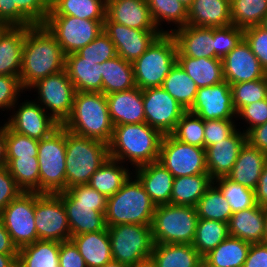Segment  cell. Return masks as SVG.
Instances as JSON below:
<instances>
[{
  "mask_svg": "<svg viewBox=\"0 0 267 267\" xmlns=\"http://www.w3.org/2000/svg\"><path fill=\"white\" fill-rule=\"evenodd\" d=\"M65 69V54L54 36L42 25L27 26L20 70L22 87Z\"/></svg>",
  "mask_w": 267,
  "mask_h": 267,
  "instance_id": "cell-1",
  "label": "cell"
},
{
  "mask_svg": "<svg viewBox=\"0 0 267 267\" xmlns=\"http://www.w3.org/2000/svg\"><path fill=\"white\" fill-rule=\"evenodd\" d=\"M162 138L163 135L146 122L116 125L108 144L109 156L122 163L130 160L136 168L156 162Z\"/></svg>",
  "mask_w": 267,
  "mask_h": 267,
  "instance_id": "cell-2",
  "label": "cell"
},
{
  "mask_svg": "<svg viewBox=\"0 0 267 267\" xmlns=\"http://www.w3.org/2000/svg\"><path fill=\"white\" fill-rule=\"evenodd\" d=\"M64 204L71 236L107 230V197L89 184L76 185L57 193Z\"/></svg>",
  "mask_w": 267,
  "mask_h": 267,
  "instance_id": "cell-3",
  "label": "cell"
},
{
  "mask_svg": "<svg viewBox=\"0 0 267 267\" xmlns=\"http://www.w3.org/2000/svg\"><path fill=\"white\" fill-rule=\"evenodd\" d=\"M62 126L77 135L109 144L114 126L106 95L102 92H76L72 112Z\"/></svg>",
  "mask_w": 267,
  "mask_h": 267,
  "instance_id": "cell-4",
  "label": "cell"
},
{
  "mask_svg": "<svg viewBox=\"0 0 267 267\" xmlns=\"http://www.w3.org/2000/svg\"><path fill=\"white\" fill-rule=\"evenodd\" d=\"M132 176L111 197L107 198L105 219L107 226L119 224L151 225L156 205L137 177Z\"/></svg>",
  "mask_w": 267,
  "mask_h": 267,
  "instance_id": "cell-5",
  "label": "cell"
},
{
  "mask_svg": "<svg viewBox=\"0 0 267 267\" xmlns=\"http://www.w3.org/2000/svg\"><path fill=\"white\" fill-rule=\"evenodd\" d=\"M108 144L66 129V190L90 182L92 174L109 158Z\"/></svg>",
  "mask_w": 267,
  "mask_h": 267,
  "instance_id": "cell-6",
  "label": "cell"
},
{
  "mask_svg": "<svg viewBox=\"0 0 267 267\" xmlns=\"http://www.w3.org/2000/svg\"><path fill=\"white\" fill-rule=\"evenodd\" d=\"M177 63V46L170 33H162L133 63L136 87L141 90L162 87L164 79Z\"/></svg>",
  "mask_w": 267,
  "mask_h": 267,
  "instance_id": "cell-7",
  "label": "cell"
},
{
  "mask_svg": "<svg viewBox=\"0 0 267 267\" xmlns=\"http://www.w3.org/2000/svg\"><path fill=\"white\" fill-rule=\"evenodd\" d=\"M198 219L195 207L174 204L156 206L151 224L154 243L192 244Z\"/></svg>",
  "mask_w": 267,
  "mask_h": 267,
  "instance_id": "cell-8",
  "label": "cell"
},
{
  "mask_svg": "<svg viewBox=\"0 0 267 267\" xmlns=\"http://www.w3.org/2000/svg\"><path fill=\"white\" fill-rule=\"evenodd\" d=\"M39 193L57 194L66 190V129L60 125L39 140Z\"/></svg>",
  "mask_w": 267,
  "mask_h": 267,
  "instance_id": "cell-9",
  "label": "cell"
},
{
  "mask_svg": "<svg viewBox=\"0 0 267 267\" xmlns=\"http://www.w3.org/2000/svg\"><path fill=\"white\" fill-rule=\"evenodd\" d=\"M112 260L134 266L150 260L154 247L151 225L119 224L107 226Z\"/></svg>",
  "mask_w": 267,
  "mask_h": 267,
  "instance_id": "cell-10",
  "label": "cell"
},
{
  "mask_svg": "<svg viewBox=\"0 0 267 267\" xmlns=\"http://www.w3.org/2000/svg\"><path fill=\"white\" fill-rule=\"evenodd\" d=\"M43 25L54 36L65 56L78 52L104 31V21L73 16H47Z\"/></svg>",
  "mask_w": 267,
  "mask_h": 267,
  "instance_id": "cell-11",
  "label": "cell"
},
{
  "mask_svg": "<svg viewBox=\"0 0 267 267\" xmlns=\"http://www.w3.org/2000/svg\"><path fill=\"white\" fill-rule=\"evenodd\" d=\"M158 162L167 168L174 178L208 174L205 148L181 142L171 134L162 138Z\"/></svg>",
  "mask_w": 267,
  "mask_h": 267,
  "instance_id": "cell-12",
  "label": "cell"
},
{
  "mask_svg": "<svg viewBox=\"0 0 267 267\" xmlns=\"http://www.w3.org/2000/svg\"><path fill=\"white\" fill-rule=\"evenodd\" d=\"M34 221L38 240H71L66 210L58 194L35 192Z\"/></svg>",
  "mask_w": 267,
  "mask_h": 267,
  "instance_id": "cell-13",
  "label": "cell"
},
{
  "mask_svg": "<svg viewBox=\"0 0 267 267\" xmlns=\"http://www.w3.org/2000/svg\"><path fill=\"white\" fill-rule=\"evenodd\" d=\"M0 217L17 249L38 240L35 225V192H21Z\"/></svg>",
  "mask_w": 267,
  "mask_h": 267,
  "instance_id": "cell-14",
  "label": "cell"
},
{
  "mask_svg": "<svg viewBox=\"0 0 267 267\" xmlns=\"http://www.w3.org/2000/svg\"><path fill=\"white\" fill-rule=\"evenodd\" d=\"M30 88L38 89L40 104L45 105L42 107L46 112L49 109L51 117L63 125L72 112L76 93L66 70L47 76L34 83Z\"/></svg>",
  "mask_w": 267,
  "mask_h": 267,
  "instance_id": "cell-15",
  "label": "cell"
},
{
  "mask_svg": "<svg viewBox=\"0 0 267 267\" xmlns=\"http://www.w3.org/2000/svg\"><path fill=\"white\" fill-rule=\"evenodd\" d=\"M145 122L163 136L170 135L186 110L163 88L142 90Z\"/></svg>",
  "mask_w": 267,
  "mask_h": 267,
  "instance_id": "cell-16",
  "label": "cell"
},
{
  "mask_svg": "<svg viewBox=\"0 0 267 267\" xmlns=\"http://www.w3.org/2000/svg\"><path fill=\"white\" fill-rule=\"evenodd\" d=\"M104 32L109 36L117 55L133 63L162 34L161 31H144L133 29L111 21L107 16L104 21Z\"/></svg>",
  "mask_w": 267,
  "mask_h": 267,
  "instance_id": "cell-17",
  "label": "cell"
},
{
  "mask_svg": "<svg viewBox=\"0 0 267 267\" xmlns=\"http://www.w3.org/2000/svg\"><path fill=\"white\" fill-rule=\"evenodd\" d=\"M189 112L203 120L232 119L236 111L232 103L230 84L224 80L212 86L198 88Z\"/></svg>",
  "mask_w": 267,
  "mask_h": 267,
  "instance_id": "cell-18",
  "label": "cell"
},
{
  "mask_svg": "<svg viewBox=\"0 0 267 267\" xmlns=\"http://www.w3.org/2000/svg\"><path fill=\"white\" fill-rule=\"evenodd\" d=\"M16 113L6 122L14 132L41 140L49 136L60 124L45 109L36 102L26 101Z\"/></svg>",
  "mask_w": 267,
  "mask_h": 267,
  "instance_id": "cell-19",
  "label": "cell"
},
{
  "mask_svg": "<svg viewBox=\"0 0 267 267\" xmlns=\"http://www.w3.org/2000/svg\"><path fill=\"white\" fill-rule=\"evenodd\" d=\"M222 67L223 78L230 85L262 79L267 75L244 38L222 59Z\"/></svg>",
  "mask_w": 267,
  "mask_h": 267,
  "instance_id": "cell-20",
  "label": "cell"
},
{
  "mask_svg": "<svg viewBox=\"0 0 267 267\" xmlns=\"http://www.w3.org/2000/svg\"><path fill=\"white\" fill-rule=\"evenodd\" d=\"M245 143L246 134L235 129L226 139L205 148L207 172L212 180L231 173Z\"/></svg>",
  "mask_w": 267,
  "mask_h": 267,
  "instance_id": "cell-21",
  "label": "cell"
},
{
  "mask_svg": "<svg viewBox=\"0 0 267 267\" xmlns=\"http://www.w3.org/2000/svg\"><path fill=\"white\" fill-rule=\"evenodd\" d=\"M106 16L133 29L170 33L157 29L146 0H106Z\"/></svg>",
  "mask_w": 267,
  "mask_h": 267,
  "instance_id": "cell-22",
  "label": "cell"
},
{
  "mask_svg": "<svg viewBox=\"0 0 267 267\" xmlns=\"http://www.w3.org/2000/svg\"><path fill=\"white\" fill-rule=\"evenodd\" d=\"M177 46V56L215 58L213 28L186 25L170 30Z\"/></svg>",
  "mask_w": 267,
  "mask_h": 267,
  "instance_id": "cell-23",
  "label": "cell"
},
{
  "mask_svg": "<svg viewBox=\"0 0 267 267\" xmlns=\"http://www.w3.org/2000/svg\"><path fill=\"white\" fill-rule=\"evenodd\" d=\"M109 115L113 126L145 123L142 90H129L106 95Z\"/></svg>",
  "mask_w": 267,
  "mask_h": 267,
  "instance_id": "cell-24",
  "label": "cell"
},
{
  "mask_svg": "<svg viewBox=\"0 0 267 267\" xmlns=\"http://www.w3.org/2000/svg\"><path fill=\"white\" fill-rule=\"evenodd\" d=\"M136 176L156 206L170 204L174 176L160 162L136 168Z\"/></svg>",
  "mask_w": 267,
  "mask_h": 267,
  "instance_id": "cell-25",
  "label": "cell"
},
{
  "mask_svg": "<svg viewBox=\"0 0 267 267\" xmlns=\"http://www.w3.org/2000/svg\"><path fill=\"white\" fill-rule=\"evenodd\" d=\"M266 208L254 207L236 211L228 222L229 236L240 238L250 244L264 242Z\"/></svg>",
  "mask_w": 267,
  "mask_h": 267,
  "instance_id": "cell-26",
  "label": "cell"
},
{
  "mask_svg": "<svg viewBox=\"0 0 267 267\" xmlns=\"http://www.w3.org/2000/svg\"><path fill=\"white\" fill-rule=\"evenodd\" d=\"M230 24V0H193L188 8L187 25L217 28Z\"/></svg>",
  "mask_w": 267,
  "mask_h": 267,
  "instance_id": "cell-27",
  "label": "cell"
},
{
  "mask_svg": "<svg viewBox=\"0 0 267 267\" xmlns=\"http://www.w3.org/2000/svg\"><path fill=\"white\" fill-rule=\"evenodd\" d=\"M27 27H4L0 31V75L20 77Z\"/></svg>",
  "mask_w": 267,
  "mask_h": 267,
  "instance_id": "cell-28",
  "label": "cell"
},
{
  "mask_svg": "<svg viewBox=\"0 0 267 267\" xmlns=\"http://www.w3.org/2000/svg\"><path fill=\"white\" fill-rule=\"evenodd\" d=\"M65 70L76 92H102V63L85 60L76 52L65 56Z\"/></svg>",
  "mask_w": 267,
  "mask_h": 267,
  "instance_id": "cell-29",
  "label": "cell"
},
{
  "mask_svg": "<svg viewBox=\"0 0 267 267\" xmlns=\"http://www.w3.org/2000/svg\"><path fill=\"white\" fill-rule=\"evenodd\" d=\"M266 163L267 154L246 142L240 149L233 169L227 177L233 182L255 190Z\"/></svg>",
  "mask_w": 267,
  "mask_h": 267,
  "instance_id": "cell-30",
  "label": "cell"
},
{
  "mask_svg": "<svg viewBox=\"0 0 267 267\" xmlns=\"http://www.w3.org/2000/svg\"><path fill=\"white\" fill-rule=\"evenodd\" d=\"M87 267H101L112 260L108 230L71 236Z\"/></svg>",
  "mask_w": 267,
  "mask_h": 267,
  "instance_id": "cell-31",
  "label": "cell"
},
{
  "mask_svg": "<svg viewBox=\"0 0 267 267\" xmlns=\"http://www.w3.org/2000/svg\"><path fill=\"white\" fill-rule=\"evenodd\" d=\"M150 261L155 267H196L202 256L192 244L155 243Z\"/></svg>",
  "mask_w": 267,
  "mask_h": 267,
  "instance_id": "cell-32",
  "label": "cell"
},
{
  "mask_svg": "<svg viewBox=\"0 0 267 267\" xmlns=\"http://www.w3.org/2000/svg\"><path fill=\"white\" fill-rule=\"evenodd\" d=\"M177 63L198 88L212 86L224 81L222 60L219 58L177 56Z\"/></svg>",
  "mask_w": 267,
  "mask_h": 267,
  "instance_id": "cell-33",
  "label": "cell"
},
{
  "mask_svg": "<svg viewBox=\"0 0 267 267\" xmlns=\"http://www.w3.org/2000/svg\"><path fill=\"white\" fill-rule=\"evenodd\" d=\"M250 245L240 238L228 236L215 249L204 255L202 260L209 267H243Z\"/></svg>",
  "mask_w": 267,
  "mask_h": 267,
  "instance_id": "cell-34",
  "label": "cell"
},
{
  "mask_svg": "<svg viewBox=\"0 0 267 267\" xmlns=\"http://www.w3.org/2000/svg\"><path fill=\"white\" fill-rule=\"evenodd\" d=\"M102 79L105 95L136 87L132 63L118 55L102 63Z\"/></svg>",
  "mask_w": 267,
  "mask_h": 267,
  "instance_id": "cell-35",
  "label": "cell"
},
{
  "mask_svg": "<svg viewBox=\"0 0 267 267\" xmlns=\"http://www.w3.org/2000/svg\"><path fill=\"white\" fill-rule=\"evenodd\" d=\"M212 183L209 174L176 177L170 204L195 207Z\"/></svg>",
  "mask_w": 267,
  "mask_h": 267,
  "instance_id": "cell-36",
  "label": "cell"
},
{
  "mask_svg": "<svg viewBox=\"0 0 267 267\" xmlns=\"http://www.w3.org/2000/svg\"><path fill=\"white\" fill-rule=\"evenodd\" d=\"M17 267H59V242L37 240L19 248Z\"/></svg>",
  "mask_w": 267,
  "mask_h": 267,
  "instance_id": "cell-37",
  "label": "cell"
},
{
  "mask_svg": "<svg viewBox=\"0 0 267 267\" xmlns=\"http://www.w3.org/2000/svg\"><path fill=\"white\" fill-rule=\"evenodd\" d=\"M48 16H73L80 19L105 21V0H51Z\"/></svg>",
  "mask_w": 267,
  "mask_h": 267,
  "instance_id": "cell-38",
  "label": "cell"
},
{
  "mask_svg": "<svg viewBox=\"0 0 267 267\" xmlns=\"http://www.w3.org/2000/svg\"><path fill=\"white\" fill-rule=\"evenodd\" d=\"M121 165L119 166L118 164ZM130 172L122 166V162L108 158L91 176L88 183L93 189L109 198L114 195L129 178Z\"/></svg>",
  "mask_w": 267,
  "mask_h": 267,
  "instance_id": "cell-39",
  "label": "cell"
},
{
  "mask_svg": "<svg viewBox=\"0 0 267 267\" xmlns=\"http://www.w3.org/2000/svg\"><path fill=\"white\" fill-rule=\"evenodd\" d=\"M162 87L186 110L194 103L198 87L189 75L179 66L174 65L164 79Z\"/></svg>",
  "mask_w": 267,
  "mask_h": 267,
  "instance_id": "cell-40",
  "label": "cell"
},
{
  "mask_svg": "<svg viewBox=\"0 0 267 267\" xmlns=\"http://www.w3.org/2000/svg\"><path fill=\"white\" fill-rule=\"evenodd\" d=\"M228 236V223L199 218L192 245L203 257Z\"/></svg>",
  "mask_w": 267,
  "mask_h": 267,
  "instance_id": "cell-41",
  "label": "cell"
},
{
  "mask_svg": "<svg viewBox=\"0 0 267 267\" xmlns=\"http://www.w3.org/2000/svg\"><path fill=\"white\" fill-rule=\"evenodd\" d=\"M6 167L22 191L39 193L38 157L7 158Z\"/></svg>",
  "mask_w": 267,
  "mask_h": 267,
  "instance_id": "cell-42",
  "label": "cell"
},
{
  "mask_svg": "<svg viewBox=\"0 0 267 267\" xmlns=\"http://www.w3.org/2000/svg\"><path fill=\"white\" fill-rule=\"evenodd\" d=\"M198 218L228 223L233 212L221 191L214 183L206 190L195 206Z\"/></svg>",
  "mask_w": 267,
  "mask_h": 267,
  "instance_id": "cell-43",
  "label": "cell"
},
{
  "mask_svg": "<svg viewBox=\"0 0 267 267\" xmlns=\"http://www.w3.org/2000/svg\"><path fill=\"white\" fill-rule=\"evenodd\" d=\"M232 25L240 28L260 25L267 15V0H230Z\"/></svg>",
  "mask_w": 267,
  "mask_h": 267,
  "instance_id": "cell-44",
  "label": "cell"
},
{
  "mask_svg": "<svg viewBox=\"0 0 267 267\" xmlns=\"http://www.w3.org/2000/svg\"><path fill=\"white\" fill-rule=\"evenodd\" d=\"M214 182H216L214 185L217 184L216 187L226 198L233 213L257 205L254 190L233 182L228 177L217 178L213 180Z\"/></svg>",
  "mask_w": 267,
  "mask_h": 267,
  "instance_id": "cell-45",
  "label": "cell"
},
{
  "mask_svg": "<svg viewBox=\"0 0 267 267\" xmlns=\"http://www.w3.org/2000/svg\"><path fill=\"white\" fill-rule=\"evenodd\" d=\"M146 2L158 29L161 21L168 23L172 21L178 24L177 28L187 25L188 8L179 0H146Z\"/></svg>",
  "mask_w": 267,
  "mask_h": 267,
  "instance_id": "cell-46",
  "label": "cell"
},
{
  "mask_svg": "<svg viewBox=\"0 0 267 267\" xmlns=\"http://www.w3.org/2000/svg\"><path fill=\"white\" fill-rule=\"evenodd\" d=\"M171 135L181 142L204 148V120L186 111L176 123Z\"/></svg>",
  "mask_w": 267,
  "mask_h": 267,
  "instance_id": "cell-47",
  "label": "cell"
},
{
  "mask_svg": "<svg viewBox=\"0 0 267 267\" xmlns=\"http://www.w3.org/2000/svg\"><path fill=\"white\" fill-rule=\"evenodd\" d=\"M232 103L236 113L244 106L267 98V75L262 79L231 84Z\"/></svg>",
  "mask_w": 267,
  "mask_h": 267,
  "instance_id": "cell-48",
  "label": "cell"
},
{
  "mask_svg": "<svg viewBox=\"0 0 267 267\" xmlns=\"http://www.w3.org/2000/svg\"><path fill=\"white\" fill-rule=\"evenodd\" d=\"M18 27L42 25L51 11V0H15Z\"/></svg>",
  "mask_w": 267,
  "mask_h": 267,
  "instance_id": "cell-49",
  "label": "cell"
},
{
  "mask_svg": "<svg viewBox=\"0 0 267 267\" xmlns=\"http://www.w3.org/2000/svg\"><path fill=\"white\" fill-rule=\"evenodd\" d=\"M39 140L12 131L6 124V157H37Z\"/></svg>",
  "mask_w": 267,
  "mask_h": 267,
  "instance_id": "cell-50",
  "label": "cell"
},
{
  "mask_svg": "<svg viewBox=\"0 0 267 267\" xmlns=\"http://www.w3.org/2000/svg\"><path fill=\"white\" fill-rule=\"evenodd\" d=\"M77 53L85 60L93 61L96 64H101L117 56L114 43L104 31Z\"/></svg>",
  "mask_w": 267,
  "mask_h": 267,
  "instance_id": "cell-51",
  "label": "cell"
},
{
  "mask_svg": "<svg viewBox=\"0 0 267 267\" xmlns=\"http://www.w3.org/2000/svg\"><path fill=\"white\" fill-rule=\"evenodd\" d=\"M244 38V29L235 25L213 28L215 58L223 59Z\"/></svg>",
  "mask_w": 267,
  "mask_h": 267,
  "instance_id": "cell-52",
  "label": "cell"
},
{
  "mask_svg": "<svg viewBox=\"0 0 267 267\" xmlns=\"http://www.w3.org/2000/svg\"><path fill=\"white\" fill-rule=\"evenodd\" d=\"M244 39L267 73V30L260 25L244 28Z\"/></svg>",
  "mask_w": 267,
  "mask_h": 267,
  "instance_id": "cell-53",
  "label": "cell"
},
{
  "mask_svg": "<svg viewBox=\"0 0 267 267\" xmlns=\"http://www.w3.org/2000/svg\"><path fill=\"white\" fill-rule=\"evenodd\" d=\"M232 119L204 120V148L226 139L236 128Z\"/></svg>",
  "mask_w": 267,
  "mask_h": 267,
  "instance_id": "cell-54",
  "label": "cell"
},
{
  "mask_svg": "<svg viewBox=\"0 0 267 267\" xmlns=\"http://www.w3.org/2000/svg\"><path fill=\"white\" fill-rule=\"evenodd\" d=\"M23 90L20 77L0 75V109L11 110L15 107L17 98Z\"/></svg>",
  "mask_w": 267,
  "mask_h": 267,
  "instance_id": "cell-55",
  "label": "cell"
},
{
  "mask_svg": "<svg viewBox=\"0 0 267 267\" xmlns=\"http://www.w3.org/2000/svg\"><path fill=\"white\" fill-rule=\"evenodd\" d=\"M236 115L250 124L247 130H243L246 134L250 129L267 122V98L242 107Z\"/></svg>",
  "mask_w": 267,
  "mask_h": 267,
  "instance_id": "cell-56",
  "label": "cell"
},
{
  "mask_svg": "<svg viewBox=\"0 0 267 267\" xmlns=\"http://www.w3.org/2000/svg\"><path fill=\"white\" fill-rule=\"evenodd\" d=\"M21 192L23 191L17 186L8 168L0 169V214Z\"/></svg>",
  "mask_w": 267,
  "mask_h": 267,
  "instance_id": "cell-57",
  "label": "cell"
},
{
  "mask_svg": "<svg viewBox=\"0 0 267 267\" xmlns=\"http://www.w3.org/2000/svg\"><path fill=\"white\" fill-rule=\"evenodd\" d=\"M59 267H87L72 240L59 242Z\"/></svg>",
  "mask_w": 267,
  "mask_h": 267,
  "instance_id": "cell-58",
  "label": "cell"
},
{
  "mask_svg": "<svg viewBox=\"0 0 267 267\" xmlns=\"http://www.w3.org/2000/svg\"><path fill=\"white\" fill-rule=\"evenodd\" d=\"M243 267H267V243L251 244Z\"/></svg>",
  "mask_w": 267,
  "mask_h": 267,
  "instance_id": "cell-59",
  "label": "cell"
},
{
  "mask_svg": "<svg viewBox=\"0 0 267 267\" xmlns=\"http://www.w3.org/2000/svg\"><path fill=\"white\" fill-rule=\"evenodd\" d=\"M0 25L18 27V7L15 0H0Z\"/></svg>",
  "mask_w": 267,
  "mask_h": 267,
  "instance_id": "cell-60",
  "label": "cell"
},
{
  "mask_svg": "<svg viewBox=\"0 0 267 267\" xmlns=\"http://www.w3.org/2000/svg\"><path fill=\"white\" fill-rule=\"evenodd\" d=\"M246 142L267 154V122L250 129L246 133Z\"/></svg>",
  "mask_w": 267,
  "mask_h": 267,
  "instance_id": "cell-61",
  "label": "cell"
},
{
  "mask_svg": "<svg viewBox=\"0 0 267 267\" xmlns=\"http://www.w3.org/2000/svg\"><path fill=\"white\" fill-rule=\"evenodd\" d=\"M254 193L257 204L261 207L267 208V163L263 167L262 174Z\"/></svg>",
  "mask_w": 267,
  "mask_h": 267,
  "instance_id": "cell-62",
  "label": "cell"
},
{
  "mask_svg": "<svg viewBox=\"0 0 267 267\" xmlns=\"http://www.w3.org/2000/svg\"><path fill=\"white\" fill-rule=\"evenodd\" d=\"M0 254H18V249L13 244L10 234L4 227L1 217H0Z\"/></svg>",
  "mask_w": 267,
  "mask_h": 267,
  "instance_id": "cell-63",
  "label": "cell"
},
{
  "mask_svg": "<svg viewBox=\"0 0 267 267\" xmlns=\"http://www.w3.org/2000/svg\"><path fill=\"white\" fill-rule=\"evenodd\" d=\"M7 166L6 157V123L0 127V169Z\"/></svg>",
  "mask_w": 267,
  "mask_h": 267,
  "instance_id": "cell-64",
  "label": "cell"
},
{
  "mask_svg": "<svg viewBox=\"0 0 267 267\" xmlns=\"http://www.w3.org/2000/svg\"><path fill=\"white\" fill-rule=\"evenodd\" d=\"M18 254H0V267H17Z\"/></svg>",
  "mask_w": 267,
  "mask_h": 267,
  "instance_id": "cell-65",
  "label": "cell"
},
{
  "mask_svg": "<svg viewBox=\"0 0 267 267\" xmlns=\"http://www.w3.org/2000/svg\"><path fill=\"white\" fill-rule=\"evenodd\" d=\"M101 267H131V266L124 264V263H120V262L115 261V260H111Z\"/></svg>",
  "mask_w": 267,
  "mask_h": 267,
  "instance_id": "cell-66",
  "label": "cell"
},
{
  "mask_svg": "<svg viewBox=\"0 0 267 267\" xmlns=\"http://www.w3.org/2000/svg\"><path fill=\"white\" fill-rule=\"evenodd\" d=\"M131 267H155V265L150 261H145L143 263H140V264H136L134 266H131Z\"/></svg>",
  "mask_w": 267,
  "mask_h": 267,
  "instance_id": "cell-67",
  "label": "cell"
},
{
  "mask_svg": "<svg viewBox=\"0 0 267 267\" xmlns=\"http://www.w3.org/2000/svg\"><path fill=\"white\" fill-rule=\"evenodd\" d=\"M264 242L267 243V208H266L265 225H264Z\"/></svg>",
  "mask_w": 267,
  "mask_h": 267,
  "instance_id": "cell-68",
  "label": "cell"
},
{
  "mask_svg": "<svg viewBox=\"0 0 267 267\" xmlns=\"http://www.w3.org/2000/svg\"><path fill=\"white\" fill-rule=\"evenodd\" d=\"M184 6L189 8L193 2V0H179Z\"/></svg>",
  "mask_w": 267,
  "mask_h": 267,
  "instance_id": "cell-69",
  "label": "cell"
},
{
  "mask_svg": "<svg viewBox=\"0 0 267 267\" xmlns=\"http://www.w3.org/2000/svg\"><path fill=\"white\" fill-rule=\"evenodd\" d=\"M260 26L267 30V15L263 18V21L261 22Z\"/></svg>",
  "mask_w": 267,
  "mask_h": 267,
  "instance_id": "cell-70",
  "label": "cell"
},
{
  "mask_svg": "<svg viewBox=\"0 0 267 267\" xmlns=\"http://www.w3.org/2000/svg\"><path fill=\"white\" fill-rule=\"evenodd\" d=\"M196 267H209L203 260Z\"/></svg>",
  "mask_w": 267,
  "mask_h": 267,
  "instance_id": "cell-71",
  "label": "cell"
},
{
  "mask_svg": "<svg viewBox=\"0 0 267 267\" xmlns=\"http://www.w3.org/2000/svg\"><path fill=\"white\" fill-rule=\"evenodd\" d=\"M4 27H5V26L0 25V31H1Z\"/></svg>",
  "mask_w": 267,
  "mask_h": 267,
  "instance_id": "cell-72",
  "label": "cell"
}]
</instances>
